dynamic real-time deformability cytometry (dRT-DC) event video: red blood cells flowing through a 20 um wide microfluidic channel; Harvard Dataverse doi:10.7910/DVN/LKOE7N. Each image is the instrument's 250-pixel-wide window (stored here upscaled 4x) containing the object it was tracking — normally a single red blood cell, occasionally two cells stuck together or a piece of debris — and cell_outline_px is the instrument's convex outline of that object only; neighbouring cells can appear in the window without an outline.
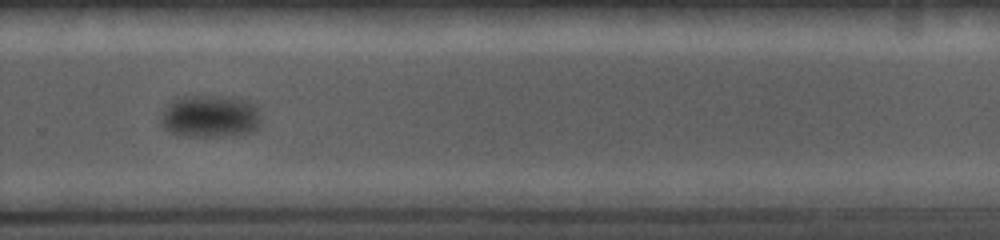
{"species": "common noctule bat (a hibernating species)", "species_latin": "Nyctalus noctula", "temperature_condition": "cold", "stored_images_in_passage": 15, "camera_frame_rate_fps": 5000, "um_per_image_px": 0.085, "animal": {"sex": "female", "body_mass_g": 19.0, "forearm_length_mm": 56.7}, "frame": {"image": 1, "passage_image": 11, "time_ms": 12.4, "image_size_px": [1000, 240], "cell_outline_px": [[260, 124], [252, 132], [220, 136], [192, 136], [172, 132], [164, 128], [160, 120], [160, 112], [168, 104], [180, 96], [212, 96], [248, 100], [260, 104]], "centroid_in_image_um": [17.89, 9.87], "position_along_channel_um": 311.9, "area_um2": 24.91}}
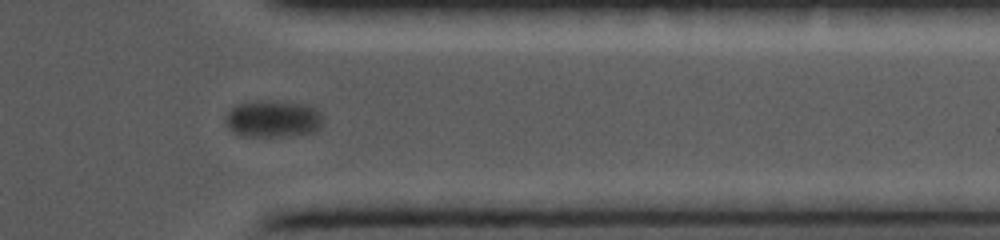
{"frame": {"image": 2, "passage_image": 13, "time_ms": 14.6, "image_size_px": [1000, 240], "cell_outline_px": [[324, 124], [320, 128], [312, 132], [300, 136], [244, 136], [232, 132], [228, 128], [224, 120], [228, 112], [236, 104], [264, 100], [268, 100], [304, 104], [316, 108], [324, 116]], "centroid_in_image_um": [23.25, 10.11], "position_along_channel_um": 388.2, "area_um2": 21.44}}
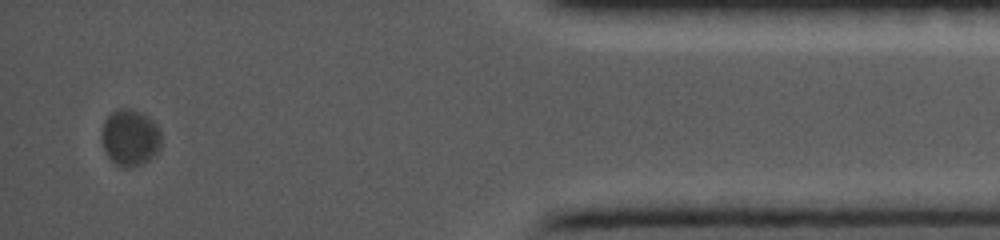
{"frame": {"image": 3, "passage_image": 15, "time_ms": 17.0, "image_size_px": [1000, 240], "cell_outline_px": [[160, 148], [148, 160], [140, 164], [124, 168], [116, 164], [108, 156], [104, 148], [100, 136], [104, 120], [116, 108], [128, 108], [140, 112], [148, 116], [160, 128]], "centroid_in_image_um": [11.04, 11.67], "position_along_channel_um": 424.2, "area_um2": 19.59}}